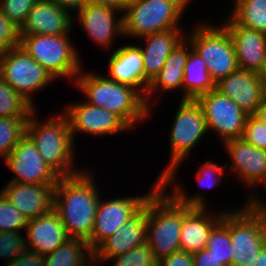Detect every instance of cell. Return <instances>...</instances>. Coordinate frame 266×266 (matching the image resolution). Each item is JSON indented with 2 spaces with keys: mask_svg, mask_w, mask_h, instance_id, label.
<instances>
[{
  "mask_svg": "<svg viewBox=\"0 0 266 266\" xmlns=\"http://www.w3.org/2000/svg\"><path fill=\"white\" fill-rule=\"evenodd\" d=\"M88 173L83 170L59 178L54 188L53 204L69 237L85 241L91 238L100 199L94 180Z\"/></svg>",
  "mask_w": 266,
  "mask_h": 266,
  "instance_id": "1",
  "label": "cell"
},
{
  "mask_svg": "<svg viewBox=\"0 0 266 266\" xmlns=\"http://www.w3.org/2000/svg\"><path fill=\"white\" fill-rule=\"evenodd\" d=\"M77 76L76 86L89 98V104L114 112L130 127L148 116L150 108L136 89L92 73Z\"/></svg>",
  "mask_w": 266,
  "mask_h": 266,
  "instance_id": "2",
  "label": "cell"
},
{
  "mask_svg": "<svg viewBox=\"0 0 266 266\" xmlns=\"http://www.w3.org/2000/svg\"><path fill=\"white\" fill-rule=\"evenodd\" d=\"M164 190L160 185L147 199L146 242L158 260L180 250L184 218V204L172 195H166Z\"/></svg>",
  "mask_w": 266,
  "mask_h": 266,
  "instance_id": "3",
  "label": "cell"
},
{
  "mask_svg": "<svg viewBox=\"0 0 266 266\" xmlns=\"http://www.w3.org/2000/svg\"><path fill=\"white\" fill-rule=\"evenodd\" d=\"M33 113L34 110L26 124V135L35 144L46 164L60 178L81 172L74 170V167L72 169L74 140L67 116L55 115L49 121H44V124H39Z\"/></svg>",
  "mask_w": 266,
  "mask_h": 266,
  "instance_id": "4",
  "label": "cell"
},
{
  "mask_svg": "<svg viewBox=\"0 0 266 266\" xmlns=\"http://www.w3.org/2000/svg\"><path fill=\"white\" fill-rule=\"evenodd\" d=\"M190 0H132L123 11V32L143 36L178 29V22Z\"/></svg>",
  "mask_w": 266,
  "mask_h": 266,
  "instance_id": "5",
  "label": "cell"
},
{
  "mask_svg": "<svg viewBox=\"0 0 266 266\" xmlns=\"http://www.w3.org/2000/svg\"><path fill=\"white\" fill-rule=\"evenodd\" d=\"M231 212V266H246L266 244V203L255 197Z\"/></svg>",
  "mask_w": 266,
  "mask_h": 266,
  "instance_id": "6",
  "label": "cell"
},
{
  "mask_svg": "<svg viewBox=\"0 0 266 266\" xmlns=\"http://www.w3.org/2000/svg\"><path fill=\"white\" fill-rule=\"evenodd\" d=\"M203 110L196 100L182 99L170 133L171 158L168 167L158 177L166 187L174 181L176 168L206 133Z\"/></svg>",
  "mask_w": 266,
  "mask_h": 266,
  "instance_id": "7",
  "label": "cell"
},
{
  "mask_svg": "<svg viewBox=\"0 0 266 266\" xmlns=\"http://www.w3.org/2000/svg\"><path fill=\"white\" fill-rule=\"evenodd\" d=\"M64 35H31L20 38V46L54 79L77 77L81 72L78 53ZM71 44V45H70Z\"/></svg>",
  "mask_w": 266,
  "mask_h": 266,
  "instance_id": "8",
  "label": "cell"
},
{
  "mask_svg": "<svg viewBox=\"0 0 266 266\" xmlns=\"http://www.w3.org/2000/svg\"><path fill=\"white\" fill-rule=\"evenodd\" d=\"M188 41L205 61L215 84L238 69L233 40L224 26L217 28L201 24Z\"/></svg>",
  "mask_w": 266,
  "mask_h": 266,
  "instance_id": "9",
  "label": "cell"
},
{
  "mask_svg": "<svg viewBox=\"0 0 266 266\" xmlns=\"http://www.w3.org/2000/svg\"><path fill=\"white\" fill-rule=\"evenodd\" d=\"M0 76L33 108L32 93L54 79L20 45L0 57Z\"/></svg>",
  "mask_w": 266,
  "mask_h": 266,
  "instance_id": "10",
  "label": "cell"
},
{
  "mask_svg": "<svg viewBox=\"0 0 266 266\" xmlns=\"http://www.w3.org/2000/svg\"><path fill=\"white\" fill-rule=\"evenodd\" d=\"M171 195L181 204H184V218L180 231V250L187 253H196L206 248L210 232L222 220L223 214L206 215V203L203 196L189 197L183 188L175 186Z\"/></svg>",
  "mask_w": 266,
  "mask_h": 266,
  "instance_id": "11",
  "label": "cell"
},
{
  "mask_svg": "<svg viewBox=\"0 0 266 266\" xmlns=\"http://www.w3.org/2000/svg\"><path fill=\"white\" fill-rule=\"evenodd\" d=\"M196 101L203 110L207 130L218 132L223 143L243 137L249 115L232 99L215 89L199 96Z\"/></svg>",
  "mask_w": 266,
  "mask_h": 266,
  "instance_id": "12",
  "label": "cell"
},
{
  "mask_svg": "<svg viewBox=\"0 0 266 266\" xmlns=\"http://www.w3.org/2000/svg\"><path fill=\"white\" fill-rule=\"evenodd\" d=\"M156 183L151 193L141 197L118 198L109 201L99 199L91 238L87 241L92 252L144 207L150 195L161 185V180L158 179Z\"/></svg>",
  "mask_w": 266,
  "mask_h": 266,
  "instance_id": "13",
  "label": "cell"
},
{
  "mask_svg": "<svg viewBox=\"0 0 266 266\" xmlns=\"http://www.w3.org/2000/svg\"><path fill=\"white\" fill-rule=\"evenodd\" d=\"M4 163L16 173L10 182L36 185L57 184L60 178L43 160L32 140L25 134Z\"/></svg>",
  "mask_w": 266,
  "mask_h": 266,
  "instance_id": "14",
  "label": "cell"
},
{
  "mask_svg": "<svg viewBox=\"0 0 266 266\" xmlns=\"http://www.w3.org/2000/svg\"><path fill=\"white\" fill-rule=\"evenodd\" d=\"M224 27L233 40L238 68L262 74L266 66V33L244 27L231 16Z\"/></svg>",
  "mask_w": 266,
  "mask_h": 266,
  "instance_id": "15",
  "label": "cell"
},
{
  "mask_svg": "<svg viewBox=\"0 0 266 266\" xmlns=\"http://www.w3.org/2000/svg\"><path fill=\"white\" fill-rule=\"evenodd\" d=\"M71 135L74 131L92 135H108L131 127L117 114L107 109L81 102L66 108Z\"/></svg>",
  "mask_w": 266,
  "mask_h": 266,
  "instance_id": "16",
  "label": "cell"
},
{
  "mask_svg": "<svg viewBox=\"0 0 266 266\" xmlns=\"http://www.w3.org/2000/svg\"><path fill=\"white\" fill-rule=\"evenodd\" d=\"M216 90L248 115H255L266 95L261 74L239 68L216 83Z\"/></svg>",
  "mask_w": 266,
  "mask_h": 266,
  "instance_id": "17",
  "label": "cell"
},
{
  "mask_svg": "<svg viewBox=\"0 0 266 266\" xmlns=\"http://www.w3.org/2000/svg\"><path fill=\"white\" fill-rule=\"evenodd\" d=\"M69 11L49 0H38L19 28V37L67 34L73 21Z\"/></svg>",
  "mask_w": 266,
  "mask_h": 266,
  "instance_id": "18",
  "label": "cell"
},
{
  "mask_svg": "<svg viewBox=\"0 0 266 266\" xmlns=\"http://www.w3.org/2000/svg\"><path fill=\"white\" fill-rule=\"evenodd\" d=\"M147 201L144 207L130 220L125 222L112 236L106 239L94 252L93 261H105L124 254L146 242Z\"/></svg>",
  "mask_w": 266,
  "mask_h": 266,
  "instance_id": "19",
  "label": "cell"
},
{
  "mask_svg": "<svg viewBox=\"0 0 266 266\" xmlns=\"http://www.w3.org/2000/svg\"><path fill=\"white\" fill-rule=\"evenodd\" d=\"M55 185L9 182L1 192L27 220H30L53 209Z\"/></svg>",
  "mask_w": 266,
  "mask_h": 266,
  "instance_id": "20",
  "label": "cell"
},
{
  "mask_svg": "<svg viewBox=\"0 0 266 266\" xmlns=\"http://www.w3.org/2000/svg\"><path fill=\"white\" fill-rule=\"evenodd\" d=\"M26 228L28 238V241H25L26 248L43 256L53 252L70 238L59 214L54 209L28 220ZM31 247L33 248L30 249Z\"/></svg>",
  "mask_w": 266,
  "mask_h": 266,
  "instance_id": "21",
  "label": "cell"
},
{
  "mask_svg": "<svg viewBox=\"0 0 266 266\" xmlns=\"http://www.w3.org/2000/svg\"><path fill=\"white\" fill-rule=\"evenodd\" d=\"M232 159L229 170H236L248 185L263 182L266 186V151L254 147L243 138L224 142Z\"/></svg>",
  "mask_w": 266,
  "mask_h": 266,
  "instance_id": "22",
  "label": "cell"
},
{
  "mask_svg": "<svg viewBox=\"0 0 266 266\" xmlns=\"http://www.w3.org/2000/svg\"><path fill=\"white\" fill-rule=\"evenodd\" d=\"M118 10L89 3L84 8L79 9L78 16L80 24L83 26L88 36L104 47L111 45L114 34H124L123 17L118 21L115 19V12Z\"/></svg>",
  "mask_w": 266,
  "mask_h": 266,
  "instance_id": "23",
  "label": "cell"
},
{
  "mask_svg": "<svg viewBox=\"0 0 266 266\" xmlns=\"http://www.w3.org/2000/svg\"><path fill=\"white\" fill-rule=\"evenodd\" d=\"M180 34L179 28L143 36V39L147 41L146 47H141L145 97L150 83L160 73L171 51L183 41L184 36Z\"/></svg>",
  "mask_w": 266,
  "mask_h": 266,
  "instance_id": "24",
  "label": "cell"
},
{
  "mask_svg": "<svg viewBox=\"0 0 266 266\" xmlns=\"http://www.w3.org/2000/svg\"><path fill=\"white\" fill-rule=\"evenodd\" d=\"M109 73L111 78L120 84L136 89L143 86L144 90V65L141 47L127 45L116 49L109 59Z\"/></svg>",
  "mask_w": 266,
  "mask_h": 266,
  "instance_id": "25",
  "label": "cell"
},
{
  "mask_svg": "<svg viewBox=\"0 0 266 266\" xmlns=\"http://www.w3.org/2000/svg\"><path fill=\"white\" fill-rule=\"evenodd\" d=\"M190 47L183 76V96L182 99L196 100L199 96L216 89V84L212 80L205 61Z\"/></svg>",
  "mask_w": 266,
  "mask_h": 266,
  "instance_id": "26",
  "label": "cell"
},
{
  "mask_svg": "<svg viewBox=\"0 0 266 266\" xmlns=\"http://www.w3.org/2000/svg\"><path fill=\"white\" fill-rule=\"evenodd\" d=\"M185 43L186 41H182L171 51L160 73L150 83L145 97L148 107H150V104L147 100V96L157 90L156 88H158V86L161 87L163 91L183 88L184 68L190 51Z\"/></svg>",
  "mask_w": 266,
  "mask_h": 266,
  "instance_id": "27",
  "label": "cell"
},
{
  "mask_svg": "<svg viewBox=\"0 0 266 266\" xmlns=\"http://www.w3.org/2000/svg\"><path fill=\"white\" fill-rule=\"evenodd\" d=\"M87 256L93 261V252L88 242L79 238H69L53 252L44 256V266H85Z\"/></svg>",
  "mask_w": 266,
  "mask_h": 266,
  "instance_id": "28",
  "label": "cell"
},
{
  "mask_svg": "<svg viewBox=\"0 0 266 266\" xmlns=\"http://www.w3.org/2000/svg\"><path fill=\"white\" fill-rule=\"evenodd\" d=\"M206 248L220 263L231 266V212L223 213L222 220L210 232Z\"/></svg>",
  "mask_w": 266,
  "mask_h": 266,
  "instance_id": "29",
  "label": "cell"
},
{
  "mask_svg": "<svg viewBox=\"0 0 266 266\" xmlns=\"http://www.w3.org/2000/svg\"><path fill=\"white\" fill-rule=\"evenodd\" d=\"M233 10L238 24L266 33V0H235Z\"/></svg>",
  "mask_w": 266,
  "mask_h": 266,
  "instance_id": "30",
  "label": "cell"
},
{
  "mask_svg": "<svg viewBox=\"0 0 266 266\" xmlns=\"http://www.w3.org/2000/svg\"><path fill=\"white\" fill-rule=\"evenodd\" d=\"M35 110L0 76V117H29Z\"/></svg>",
  "mask_w": 266,
  "mask_h": 266,
  "instance_id": "31",
  "label": "cell"
},
{
  "mask_svg": "<svg viewBox=\"0 0 266 266\" xmlns=\"http://www.w3.org/2000/svg\"><path fill=\"white\" fill-rule=\"evenodd\" d=\"M29 117H0V155L4 159L26 134Z\"/></svg>",
  "mask_w": 266,
  "mask_h": 266,
  "instance_id": "32",
  "label": "cell"
},
{
  "mask_svg": "<svg viewBox=\"0 0 266 266\" xmlns=\"http://www.w3.org/2000/svg\"><path fill=\"white\" fill-rule=\"evenodd\" d=\"M27 223L25 216L0 192V232H19Z\"/></svg>",
  "mask_w": 266,
  "mask_h": 266,
  "instance_id": "33",
  "label": "cell"
},
{
  "mask_svg": "<svg viewBox=\"0 0 266 266\" xmlns=\"http://www.w3.org/2000/svg\"><path fill=\"white\" fill-rule=\"evenodd\" d=\"M114 259L116 260L114 266H158L159 262L147 242Z\"/></svg>",
  "mask_w": 266,
  "mask_h": 266,
  "instance_id": "34",
  "label": "cell"
},
{
  "mask_svg": "<svg viewBox=\"0 0 266 266\" xmlns=\"http://www.w3.org/2000/svg\"><path fill=\"white\" fill-rule=\"evenodd\" d=\"M38 0H1L3 14L18 28L24 23L27 14Z\"/></svg>",
  "mask_w": 266,
  "mask_h": 266,
  "instance_id": "35",
  "label": "cell"
},
{
  "mask_svg": "<svg viewBox=\"0 0 266 266\" xmlns=\"http://www.w3.org/2000/svg\"><path fill=\"white\" fill-rule=\"evenodd\" d=\"M25 240L19 232H0V257L12 262L26 249Z\"/></svg>",
  "mask_w": 266,
  "mask_h": 266,
  "instance_id": "36",
  "label": "cell"
},
{
  "mask_svg": "<svg viewBox=\"0 0 266 266\" xmlns=\"http://www.w3.org/2000/svg\"><path fill=\"white\" fill-rule=\"evenodd\" d=\"M19 45V28L0 9V57Z\"/></svg>",
  "mask_w": 266,
  "mask_h": 266,
  "instance_id": "37",
  "label": "cell"
},
{
  "mask_svg": "<svg viewBox=\"0 0 266 266\" xmlns=\"http://www.w3.org/2000/svg\"><path fill=\"white\" fill-rule=\"evenodd\" d=\"M242 138L254 147L266 151V124L255 115H249Z\"/></svg>",
  "mask_w": 266,
  "mask_h": 266,
  "instance_id": "38",
  "label": "cell"
},
{
  "mask_svg": "<svg viewBox=\"0 0 266 266\" xmlns=\"http://www.w3.org/2000/svg\"><path fill=\"white\" fill-rule=\"evenodd\" d=\"M226 167H228L227 164H225V166L222 167L219 166L218 164L213 163L210 160L206 161L205 164L200 168V170L197 173V179L199 180L198 182L202 186L203 185L204 186L208 185L209 187L214 186L216 182L219 180L220 175H223V171H225L224 169Z\"/></svg>",
  "mask_w": 266,
  "mask_h": 266,
  "instance_id": "39",
  "label": "cell"
},
{
  "mask_svg": "<svg viewBox=\"0 0 266 266\" xmlns=\"http://www.w3.org/2000/svg\"><path fill=\"white\" fill-rule=\"evenodd\" d=\"M7 264L6 266H44V256L26 248L12 262L8 261Z\"/></svg>",
  "mask_w": 266,
  "mask_h": 266,
  "instance_id": "40",
  "label": "cell"
},
{
  "mask_svg": "<svg viewBox=\"0 0 266 266\" xmlns=\"http://www.w3.org/2000/svg\"><path fill=\"white\" fill-rule=\"evenodd\" d=\"M158 266H194L193 256L183 250H178L159 260Z\"/></svg>",
  "mask_w": 266,
  "mask_h": 266,
  "instance_id": "41",
  "label": "cell"
},
{
  "mask_svg": "<svg viewBox=\"0 0 266 266\" xmlns=\"http://www.w3.org/2000/svg\"><path fill=\"white\" fill-rule=\"evenodd\" d=\"M194 266H225L207 248L193 253Z\"/></svg>",
  "mask_w": 266,
  "mask_h": 266,
  "instance_id": "42",
  "label": "cell"
},
{
  "mask_svg": "<svg viewBox=\"0 0 266 266\" xmlns=\"http://www.w3.org/2000/svg\"><path fill=\"white\" fill-rule=\"evenodd\" d=\"M56 5L63 7L65 9H74L78 10L84 8L87 4L91 3V0H49Z\"/></svg>",
  "mask_w": 266,
  "mask_h": 266,
  "instance_id": "43",
  "label": "cell"
},
{
  "mask_svg": "<svg viewBox=\"0 0 266 266\" xmlns=\"http://www.w3.org/2000/svg\"><path fill=\"white\" fill-rule=\"evenodd\" d=\"M131 1L132 0H91V3L112 7L123 12Z\"/></svg>",
  "mask_w": 266,
  "mask_h": 266,
  "instance_id": "44",
  "label": "cell"
},
{
  "mask_svg": "<svg viewBox=\"0 0 266 266\" xmlns=\"http://www.w3.org/2000/svg\"><path fill=\"white\" fill-rule=\"evenodd\" d=\"M246 266H266V244L261 249L259 255Z\"/></svg>",
  "mask_w": 266,
  "mask_h": 266,
  "instance_id": "45",
  "label": "cell"
},
{
  "mask_svg": "<svg viewBox=\"0 0 266 266\" xmlns=\"http://www.w3.org/2000/svg\"><path fill=\"white\" fill-rule=\"evenodd\" d=\"M255 116L266 124V95L263 98L261 105L258 107Z\"/></svg>",
  "mask_w": 266,
  "mask_h": 266,
  "instance_id": "46",
  "label": "cell"
},
{
  "mask_svg": "<svg viewBox=\"0 0 266 266\" xmlns=\"http://www.w3.org/2000/svg\"><path fill=\"white\" fill-rule=\"evenodd\" d=\"M261 76H262L263 86H264V90H265V94H266V66H265V69H264L263 73L261 74Z\"/></svg>",
  "mask_w": 266,
  "mask_h": 266,
  "instance_id": "47",
  "label": "cell"
}]
</instances>
